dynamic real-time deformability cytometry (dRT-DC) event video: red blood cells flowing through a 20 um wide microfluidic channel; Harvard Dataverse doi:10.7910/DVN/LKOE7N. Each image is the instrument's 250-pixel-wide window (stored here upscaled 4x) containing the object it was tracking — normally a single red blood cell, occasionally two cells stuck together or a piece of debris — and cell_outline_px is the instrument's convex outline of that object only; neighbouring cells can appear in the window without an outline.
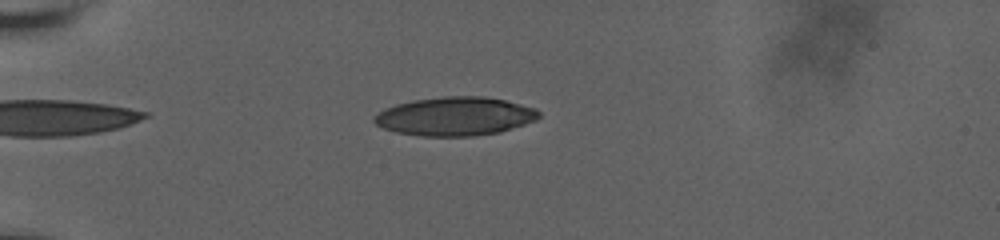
{"species": "human", "species_latin": "Homo sapiens", "temperature_condition": "room temperature", "stored_images_in_passage": 43, "camera_frame_rate_fps": 3000, "um_per_image_px": 0.085, "donor": {"sex": "male"}, "frame": {"image": 1, "passage_image": 9, "time_ms": 4.0, "image_size_px": [1000, 240], "cell_outline_px": [[540, 116], [536, 120], [500, 132], [472, 136], [424, 136], [396, 132], [384, 128], [376, 124], [372, 120], [384, 108], [396, 104], [412, 100], [444, 96], [484, 96], [504, 100], [536, 108], [540, 112]], "centroid_in_image_um": [38.69, 9.88], "position_along_channel_um": 46.3, "area_um2": 36.99}}
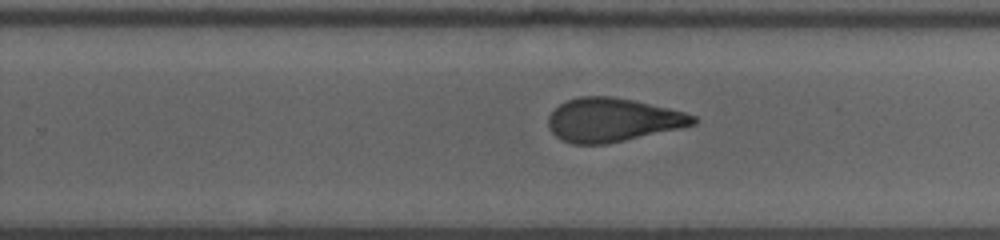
{"frame": {"image": 2, "passage_image": 24, "time_ms": 11.333, "image_size_px": [1000, 240], "cell_outline_px": [[696, 124], [680, 128], [624, 140], [604, 144], [572, 144], [560, 140], [548, 128], [548, 116], [560, 104], [568, 100], [580, 96], [612, 96], [632, 100], [668, 108], [684, 112], [696, 116]], "centroid_in_image_um": [52.04, 10.19], "position_along_channel_um": 277.8, "area_um2": 36.59}}
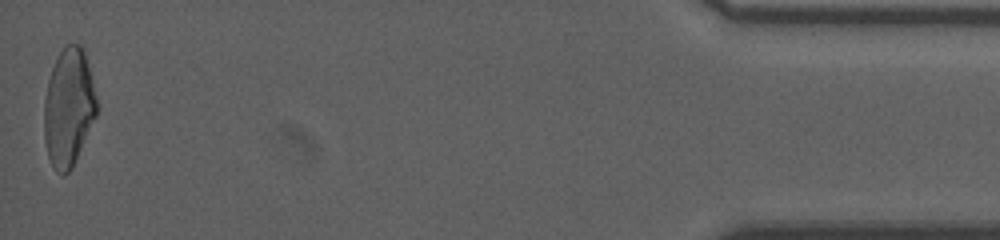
{"frame": {"image": 3, "passage_image": 43, "time_ms": 17.667, "image_size_px": [1000, 240], "cell_outline_px": [[96, 116], [72, 168], [64, 176], [60, 176], [52, 168], [48, 156], [44, 140], [44, 100], [48, 80], [52, 68], [60, 52], [68, 44], [80, 44], [84, 48], [96, 96]], "centroid_in_image_um": [5.81, 9.18], "position_along_channel_um": 429.4, "area_um2": 36.18}, "authors_computed_cell_mechanics": {"area_um2": 36.4718, "velocity_mm_per_s": 3.6795, "shape_relaxation_time_tau1_ms": 8.9525, "shape_relaxation_time_tau2_ms": 1.8305, "deformation_change_tau1": 0.2185, "deformation_change_tau2": 0.0969}}